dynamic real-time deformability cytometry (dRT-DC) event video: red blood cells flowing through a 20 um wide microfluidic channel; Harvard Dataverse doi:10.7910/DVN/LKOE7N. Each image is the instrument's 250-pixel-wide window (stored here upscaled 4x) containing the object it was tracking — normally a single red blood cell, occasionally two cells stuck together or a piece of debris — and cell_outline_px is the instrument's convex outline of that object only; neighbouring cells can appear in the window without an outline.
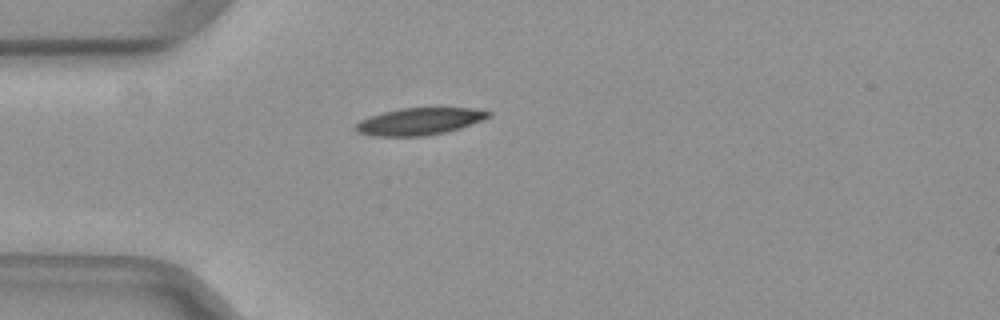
{"species": "common noctule bat (a hibernating species)", "species_latin": "Nyctalus noctula", "temperature_condition": "warm", "stored_images_in_passage": 37, "camera_frame_rate_fps": 3000, "um_per_image_px": 0.085, "animal": {"sex": "female", "body_mass_g": 29.2, "forearm_length_mm": 56.3}, "frame": {"image": 1, "passage_image": 1, "time_ms": 0.0, "image_size_px": [1000, 320], "cell_outline_px": [[492, 116], [460, 128], [444, 132], [424, 136], [372, 136], [356, 132], [352, 128], [360, 120], [368, 116], [400, 108], [472, 108], [492, 112]], "centroid_in_image_um": [35.61, 10.32], "position_along_channel_um": 49.4, "area_um2": 20.98}}